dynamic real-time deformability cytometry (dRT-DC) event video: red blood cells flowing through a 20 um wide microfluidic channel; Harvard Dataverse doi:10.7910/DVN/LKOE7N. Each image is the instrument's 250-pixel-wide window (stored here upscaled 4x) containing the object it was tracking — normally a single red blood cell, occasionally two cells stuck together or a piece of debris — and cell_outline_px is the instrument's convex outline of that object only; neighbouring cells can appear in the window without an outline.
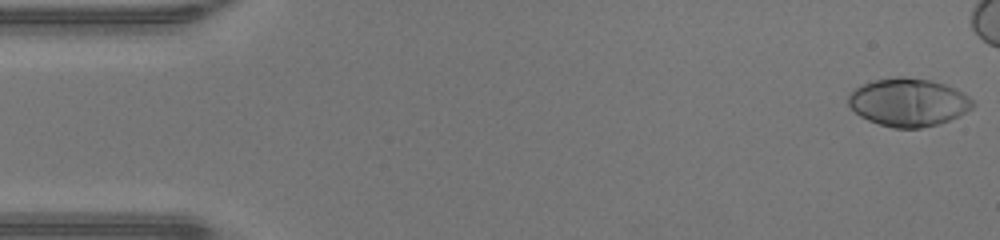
{"species": "human", "species_latin": "Homo sapiens", "temperature_condition": "warm", "stored_images_in_passage": 41, "camera_frame_rate_fps": 3000, "um_per_image_px": 0.085, "donor": {"sex": "male"}, "frame": {"image": 1, "passage_image": 1, "time_ms": 0.0, "image_size_px": [1000, 240], "cell_outline_px": [[976, 104], [972, 108], [940, 124], [920, 128], [896, 128], [880, 124], [868, 120], [860, 116], [848, 104], [848, 96], [856, 88], [864, 84], [876, 80], [896, 76], [900, 76], [928, 80], [944, 84], [956, 88], [968, 96]], "centroid_in_image_um": [77.22, 8.7], "position_along_channel_um": 7.8, "area_um2": 34.45}}
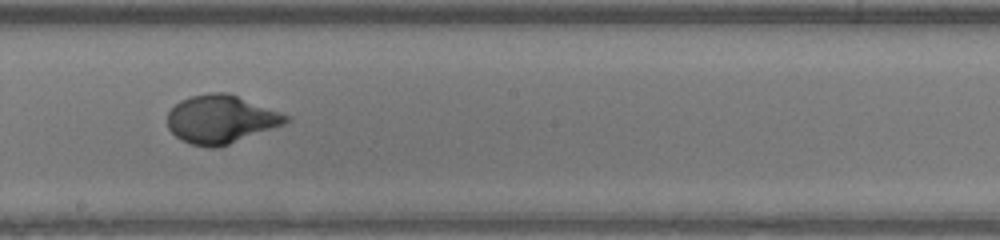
{"frame": {"image": 2, "passage_image": 26, "time_ms": 8.333, "image_size_px": [1000, 240], "cell_outline_px": [[292, 120], [284, 124], [220, 148], [208, 148], [192, 144], [180, 140], [168, 128], [168, 112], [180, 100], [192, 96], [208, 92], [228, 92], [292, 116]], "centroid_in_image_um": [18.81, 10.14], "position_along_channel_um": 229.4, "area_um2": 33.64}}
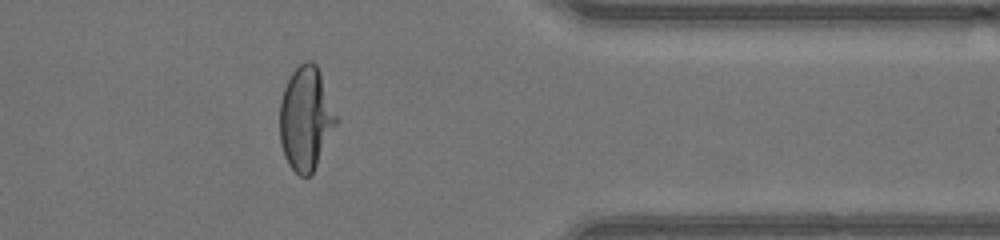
{"frame": {"image": 3, "passage_image": 38, "time_ms": 12.333, "image_size_px": [1000, 240], "cell_outline_px": [[336, 124], [312, 176], [300, 176], [288, 164], [284, 156], [280, 144], [280, 100], [284, 88], [292, 72], [304, 60], [312, 60], [316, 64], [320, 72], [336, 116]], "centroid_in_image_um": [25.97, 10.09], "position_along_channel_um": 385.4, "area_um2": 33.81}}